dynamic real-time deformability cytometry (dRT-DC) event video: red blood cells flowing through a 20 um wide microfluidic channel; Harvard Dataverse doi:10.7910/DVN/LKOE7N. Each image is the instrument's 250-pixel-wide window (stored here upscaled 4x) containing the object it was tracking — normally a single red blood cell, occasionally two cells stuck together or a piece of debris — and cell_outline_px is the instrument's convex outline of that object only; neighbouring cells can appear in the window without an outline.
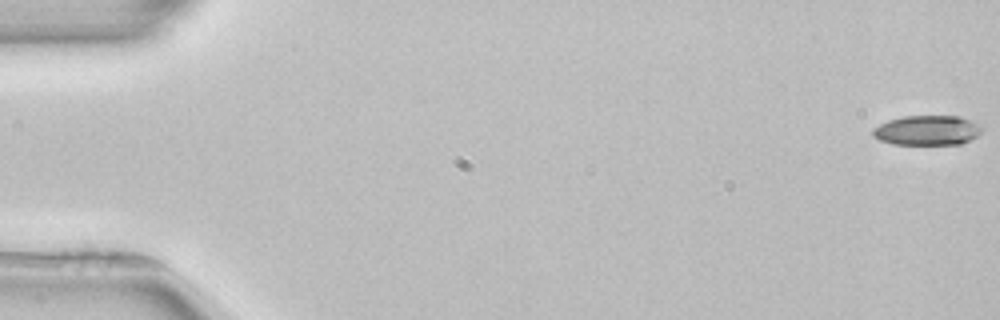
{"species": "common noctule bat (a hibernating species)", "species_latin": "Nyctalus noctula", "temperature_condition": "room temperature", "stored_images_in_passage": 53, "camera_frame_rate_fps": 3000, "um_per_image_px": 0.085, "animal": {"sex": "female", "body_mass_g": 22.7, "forearm_length_mm": 54.2}, "frame": {"image": 1, "passage_image": 1, "time_ms": 0.0, "image_size_px": [1000, 320], "cell_outline_px": [[984, 128], [976, 136], [960, 144], [892, 144], [880, 140], [872, 136], [872, 128], [888, 120], [904, 116], [960, 116], [980, 124]], "centroid_in_image_um": [78.8, 11.07], "position_along_channel_um": 6.2, "area_um2": 18.96}}
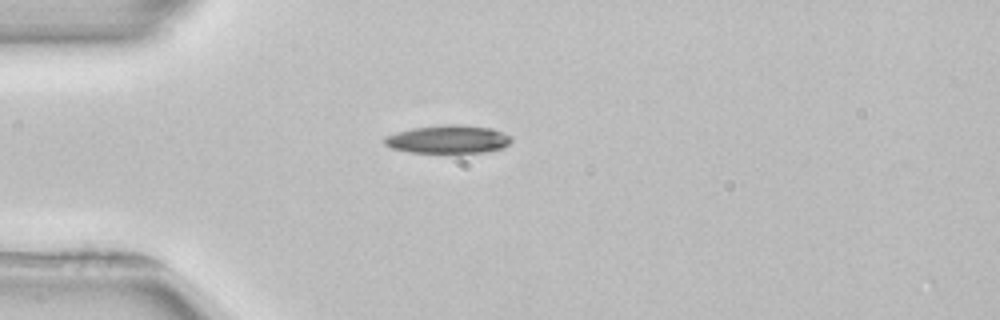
{"frame": {"image": 2, "passage_image": 15, "time_ms": 4.667, "image_size_px": [1000, 320], "cell_outline_px": [[512, 140], [504, 148], [484, 152], [408, 152], [392, 148], [384, 144], [384, 136], [396, 132], [412, 128], [440, 124], [460, 124], [492, 128], [512, 136]], "centroid_in_image_um": [38.09, 11.82], "position_along_channel_um": 46.9, "area_um2": 20.98}}
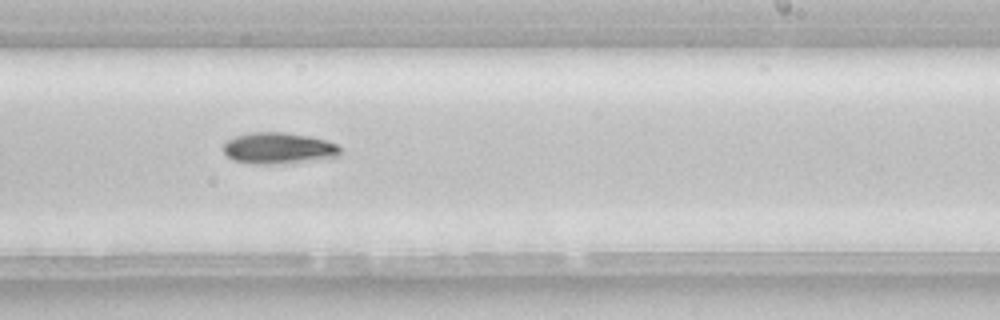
{"frame": {"image": 3, "passage_image": 33, "time_ms": 10.667, "image_size_px": [1000, 320], "cell_outline_px": [[340, 156], [284, 164], [256, 164], [232, 160], [224, 152], [224, 144], [228, 140], [236, 136], [252, 132], [284, 132], [308, 136], [328, 140], [336, 144], [340, 148]], "centroid_in_image_um": [23.69, 12.6], "position_along_channel_um": 265.3, "area_um2": 21.33}, "authors_computed_cell_mechanics": {"area_um2": 20.2878, "velocity_mm_per_s": 3.9296, "shape_relaxation_time_tau1_ms": 2.3135, "shape_relaxation_time_tau2_ms": null, "deformation_change_tau1": 0.1092, "deformation_change_tau2": null}}